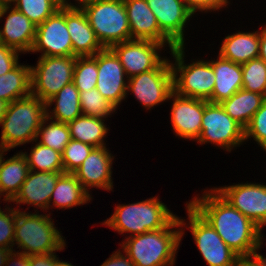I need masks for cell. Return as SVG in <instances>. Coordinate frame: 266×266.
Instances as JSON below:
<instances>
[{
  "label": "cell",
  "instance_id": "1",
  "mask_svg": "<svg viewBox=\"0 0 266 266\" xmlns=\"http://www.w3.org/2000/svg\"><path fill=\"white\" fill-rule=\"evenodd\" d=\"M189 204L219 234L228 247L240 256H252L259 249V227L234 208L214 188Z\"/></svg>",
  "mask_w": 266,
  "mask_h": 266
},
{
  "label": "cell",
  "instance_id": "14",
  "mask_svg": "<svg viewBox=\"0 0 266 266\" xmlns=\"http://www.w3.org/2000/svg\"><path fill=\"white\" fill-rule=\"evenodd\" d=\"M164 44L131 39L115 44L111 49L118 56L127 78L155 69L164 59L158 54Z\"/></svg>",
  "mask_w": 266,
  "mask_h": 266
},
{
  "label": "cell",
  "instance_id": "10",
  "mask_svg": "<svg viewBox=\"0 0 266 266\" xmlns=\"http://www.w3.org/2000/svg\"><path fill=\"white\" fill-rule=\"evenodd\" d=\"M190 228L199 252L209 266H233L239 257L222 240L211 224L187 203Z\"/></svg>",
  "mask_w": 266,
  "mask_h": 266
},
{
  "label": "cell",
  "instance_id": "24",
  "mask_svg": "<svg viewBox=\"0 0 266 266\" xmlns=\"http://www.w3.org/2000/svg\"><path fill=\"white\" fill-rule=\"evenodd\" d=\"M259 32H238L225 37L219 55L237 64L259 57Z\"/></svg>",
  "mask_w": 266,
  "mask_h": 266
},
{
  "label": "cell",
  "instance_id": "11",
  "mask_svg": "<svg viewBox=\"0 0 266 266\" xmlns=\"http://www.w3.org/2000/svg\"><path fill=\"white\" fill-rule=\"evenodd\" d=\"M127 90L147 109L168 100L173 92L171 63L164 59L155 69L128 78Z\"/></svg>",
  "mask_w": 266,
  "mask_h": 266
},
{
  "label": "cell",
  "instance_id": "53",
  "mask_svg": "<svg viewBox=\"0 0 266 266\" xmlns=\"http://www.w3.org/2000/svg\"><path fill=\"white\" fill-rule=\"evenodd\" d=\"M5 151L7 152L8 150L3 149L2 147H0V162L2 160V157H3Z\"/></svg>",
  "mask_w": 266,
  "mask_h": 266
},
{
  "label": "cell",
  "instance_id": "47",
  "mask_svg": "<svg viewBox=\"0 0 266 266\" xmlns=\"http://www.w3.org/2000/svg\"><path fill=\"white\" fill-rule=\"evenodd\" d=\"M79 1V7L80 9H82L84 6L94 3V2H98V1H102V0H76ZM60 4L61 7H65V8H71V9H79L78 6L76 5H72V3H68L67 0H60Z\"/></svg>",
  "mask_w": 266,
  "mask_h": 266
},
{
  "label": "cell",
  "instance_id": "34",
  "mask_svg": "<svg viewBox=\"0 0 266 266\" xmlns=\"http://www.w3.org/2000/svg\"><path fill=\"white\" fill-rule=\"evenodd\" d=\"M242 67V89L266 96V63L260 58H254Z\"/></svg>",
  "mask_w": 266,
  "mask_h": 266
},
{
  "label": "cell",
  "instance_id": "26",
  "mask_svg": "<svg viewBox=\"0 0 266 266\" xmlns=\"http://www.w3.org/2000/svg\"><path fill=\"white\" fill-rule=\"evenodd\" d=\"M265 100L264 95L240 89L220 104L225 112L245 129Z\"/></svg>",
  "mask_w": 266,
  "mask_h": 266
},
{
  "label": "cell",
  "instance_id": "2",
  "mask_svg": "<svg viewBox=\"0 0 266 266\" xmlns=\"http://www.w3.org/2000/svg\"><path fill=\"white\" fill-rule=\"evenodd\" d=\"M182 225L186 223L178 217L167 228L128 236L121 247L135 266H173L184 233L180 229L178 231L172 229L183 227Z\"/></svg>",
  "mask_w": 266,
  "mask_h": 266
},
{
  "label": "cell",
  "instance_id": "4",
  "mask_svg": "<svg viewBox=\"0 0 266 266\" xmlns=\"http://www.w3.org/2000/svg\"><path fill=\"white\" fill-rule=\"evenodd\" d=\"M178 217L172 214L157 197L141 202L118 205L112 216L104 223L118 233L130 236L169 227Z\"/></svg>",
  "mask_w": 266,
  "mask_h": 266
},
{
  "label": "cell",
  "instance_id": "29",
  "mask_svg": "<svg viewBox=\"0 0 266 266\" xmlns=\"http://www.w3.org/2000/svg\"><path fill=\"white\" fill-rule=\"evenodd\" d=\"M31 95V66L18 64L0 76V99L11 103Z\"/></svg>",
  "mask_w": 266,
  "mask_h": 266
},
{
  "label": "cell",
  "instance_id": "49",
  "mask_svg": "<svg viewBox=\"0 0 266 266\" xmlns=\"http://www.w3.org/2000/svg\"><path fill=\"white\" fill-rule=\"evenodd\" d=\"M8 104V102L0 99V123L7 111Z\"/></svg>",
  "mask_w": 266,
  "mask_h": 266
},
{
  "label": "cell",
  "instance_id": "44",
  "mask_svg": "<svg viewBox=\"0 0 266 266\" xmlns=\"http://www.w3.org/2000/svg\"><path fill=\"white\" fill-rule=\"evenodd\" d=\"M30 256L31 266H54V252Z\"/></svg>",
  "mask_w": 266,
  "mask_h": 266
},
{
  "label": "cell",
  "instance_id": "17",
  "mask_svg": "<svg viewBox=\"0 0 266 266\" xmlns=\"http://www.w3.org/2000/svg\"><path fill=\"white\" fill-rule=\"evenodd\" d=\"M160 30L176 45L184 46V27L193 15L183 0H146Z\"/></svg>",
  "mask_w": 266,
  "mask_h": 266
},
{
  "label": "cell",
  "instance_id": "6",
  "mask_svg": "<svg viewBox=\"0 0 266 266\" xmlns=\"http://www.w3.org/2000/svg\"><path fill=\"white\" fill-rule=\"evenodd\" d=\"M82 10L104 48L131 40L123 0H102L88 4Z\"/></svg>",
  "mask_w": 266,
  "mask_h": 266
},
{
  "label": "cell",
  "instance_id": "50",
  "mask_svg": "<svg viewBox=\"0 0 266 266\" xmlns=\"http://www.w3.org/2000/svg\"><path fill=\"white\" fill-rule=\"evenodd\" d=\"M10 9V4H5L2 0H0V20Z\"/></svg>",
  "mask_w": 266,
  "mask_h": 266
},
{
  "label": "cell",
  "instance_id": "51",
  "mask_svg": "<svg viewBox=\"0 0 266 266\" xmlns=\"http://www.w3.org/2000/svg\"><path fill=\"white\" fill-rule=\"evenodd\" d=\"M54 266H73V265L71 263H67L63 261L61 262L60 260H58L54 252Z\"/></svg>",
  "mask_w": 266,
  "mask_h": 266
},
{
  "label": "cell",
  "instance_id": "30",
  "mask_svg": "<svg viewBox=\"0 0 266 266\" xmlns=\"http://www.w3.org/2000/svg\"><path fill=\"white\" fill-rule=\"evenodd\" d=\"M104 119L80 115L73 121L68 122L71 139L90 144L93 147H102L104 137L108 129L104 124Z\"/></svg>",
  "mask_w": 266,
  "mask_h": 266
},
{
  "label": "cell",
  "instance_id": "23",
  "mask_svg": "<svg viewBox=\"0 0 266 266\" xmlns=\"http://www.w3.org/2000/svg\"><path fill=\"white\" fill-rule=\"evenodd\" d=\"M215 76V86L211 103H221L242 89V67L221 55L216 61H210Z\"/></svg>",
  "mask_w": 266,
  "mask_h": 266
},
{
  "label": "cell",
  "instance_id": "41",
  "mask_svg": "<svg viewBox=\"0 0 266 266\" xmlns=\"http://www.w3.org/2000/svg\"><path fill=\"white\" fill-rule=\"evenodd\" d=\"M186 8L194 14L196 11L218 10L228 5V0H183ZM198 9V10H197Z\"/></svg>",
  "mask_w": 266,
  "mask_h": 266
},
{
  "label": "cell",
  "instance_id": "46",
  "mask_svg": "<svg viewBox=\"0 0 266 266\" xmlns=\"http://www.w3.org/2000/svg\"><path fill=\"white\" fill-rule=\"evenodd\" d=\"M260 47L259 57L266 63V26L259 33Z\"/></svg>",
  "mask_w": 266,
  "mask_h": 266
},
{
  "label": "cell",
  "instance_id": "27",
  "mask_svg": "<svg viewBox=\"0 0 266 266\" xmlns=\"http://www.w3.org/2000/svg\"><path fill=\"white\" fill-rule=\"evenodd\" d=\"M53 199V200H52ZM91 200L80 181L72 173H63L57 180L50 203L57 208H72L76 205H84Z\"/></svg>",
  "mask_w": 266,
  "mask_h": 266
},
{
  "label": "cell",
  "instance_id": "35",
  "mask_svg": "<svg viewBox=\"0 0 266 266\" xmlns=\"http://www.w3.org/2000/svg\"><path fill=\"white\" fill-rule=\"evenodd\" d=\"M80 106L83 115L106 118L116 106L109 100L105 99L97 88L88 91H79Z\"/></svg>",
  "mask_w": 266,
  "mask_h": 266
},
{
  "label": "cell",
  "instance_id": "32",
  "mask_svg": "<svg viewBox=\"0 0 266 266\" xmlns=\"http://www.w3.org/2000/svg\"><path fill=\"white\" fill-rule=\"evenodd\" d=\"M47 121L49 120L46 116L37 133V140L41 135V141L38 143L63 153L64 148L71 140L68 124L53 120L49 122V125L45 126L44 124Z\"/></svg>",
  "mask_w": 266,
  "mask_h": 266
},
{
  "label": "cell",
  "instance_id": "9",
  "mask_svg": "<svg viewBox=\"0 0 266 266\" xmlns=\"http://www.w3.org/2000/svg\"><path fill=\"white\" fill-rule=\"evenodd\" d=\"M245 141V129L227 114L220 103L205 100L202 116L201 134L197 142L204 144L211 142L226 151L239 146Z\"/></svg>",
  "mask_w": 266,
  "mask_h": 266
},
{
  "label": "cell",
  "instance_id": "33",
  "mask_svg": "<svg viewBox=\"0 0 266 266\" xmlns=\"http://www.w3.org/2000/svg\"><path fill=\"white\" fill-rule=\"evenodd\" d=\"M14 8L23 13L36 26L61 8L60 0H13Z\"/></svg>",
  "mask_w": 266,
  "mask_h": 266
},
{
  "label": "cell",
  "instance_id": "12",
  "mask_svg": "<svg viewBox=\"0 0 266 266\" xmlns=\"http://www.w3.org/2000/svg\"><path fill=\"white\" fill-rule=\"evenodd\" d=\"M234 208L259 227V248L263 234L262 227L266 226V185L245 183L215 188Z\"/></svg>",
  "mask_w": 266,
  "mask_h": 266
},
{
  "label": "cell",
  "instance_id": "18",
  "mask_svg": "<svg viewBox=\"0 0 266 266\" xmlns=\"http://www.w3.org/2000/svg\"><path fill=\"white\" fill-rule=\"evenodd\" d=\"M127 12L131 39L151 40L170 47L176 45L160 30L157 19L146 0H123ZM166 43V44H165Z\"/></svg>",
  "mask_w": 266,
  "mask_h": 266
},
{
  "label": "cell",
  "instance_id": "43",
  "mask_svg": "<svg viewBox=\"0 0 266 266\" xmlns=\"http://www.w3.org/2000/svg\"><path fill=\"white\" fill-rule=\"evenodd\" d=\"M5 266H31V256L20 252L15 253L12 250L6 259Z\"/></svg>",
  "mask_w": 266,
  "mask_h": 266
},
{
  "label": "cell",
  "instance_id": "19",
  "mask_svg": "<svg viewBox=\"0 0 266 266\" xmlns=\"http://www.w3.org/2000/svg\"><path fill=\"white\" fill-rule=\"evenodd\" d=\"M106 146L94 147L81 166L73 173L82 187L89 192L88 187H98L112 190L111 179L113 156Z\"/></svg>",
  "mask_w": 266,
  "mask_h": 266
},
{
  "label": "cell",
  "instance_id": "38",
  "mask_svg": "<svg viewBox=\"0 0 266 266\" xmlns=\"http://www.w3.org/2000/svg\"><path fill=\"white\" fill-rule=\"evenodd\" d=\"M253 139L262 147L266 146V100L253 115L249 125L245 128V140Z\"/></svg>",
  "mask_w": 266,
  "mask_h": 266
},
{
  "label": "cell",
  "instance_id": "7",
  "mask_svg": "<svg viewBox=\"0 0 266 266\" xmlns=\"http://www.w3.org/2000/svg\"><path fill=\"white\" fill-rule=\"evenodd\" d=\"M171 53L175 59L174 65L171 63L173 91L180 96L211 102L215 76L210 62L201 60L186 65L184 63V46L174 47Z\"/></svg>",
  "mask_w": 266,
  "mask_h": 266
},
{
  "label": "cell",
  "instance_id": "40",
  "mask_svg": "<svg viewBox=\"0 0 266 266\" xmlns=\"http://www.w3.org/2000/svg\"><path fill=\"white\" fill-rule=\"evenodd\" d=\"M19 51L0 43V76L18 65Z\"/></svg>",
  "mask_w": 266,
  "mask_h": 266
},
{
  "label": "cell",
  "instance_id": "16",
  "mask_svg": "<svg viewBox=\"0 0 266 266\" xmlns=\"http://www.w3.org/2000/svg\"><path fill=\"white\" fill-rule=\"evenodd\" d=\"M171 98V124L174 132L181 138L197 140L201 134L205 100L180 96L174 91L168 100Z\"/></svg>",
  "mask_w": 266,
  "mask_h": 266
},
{
  "label": "cell",
  "instance_id": "48",
  "mask_svg": "<svg viewBox=\"0 0 266 266\" xmlns=\"http://www.w3.org/2000/svg\"><path fill=\"white\" fill-rule=\"evenodd\" d=\"M12 250L0 247V266H5L6 259Z\"/></svg>",
  "mask_w": 266,
  "mask_h": 266
},
{
  "label": "cell",
  "instance_id": "45",
  "mask_svg": "<svg viewBox=\"0 0 266 266\" xmlns=\"http://www.w3.org/2000/svg\"><path fill=\"white\" fill-rule=\"evenodd\" d=\"M233 266H261L260 260L255 256H240L238 257Z\"/></svg>",
  "mask_w": 266,
  "mask_h": 266
},
{
  "label": "cell",
  "instance_id": "37",
  "mask_svg": "<svg viewBox=\"0 0 266 266\" xmlns=\"http://www.w3.org/2000/svg\"><path fill=\"white\" fill-rule=\"evenodd\" d=\"M94 147L71 139L62 153L64 173H74L84 162Z\"/></svg>",
  "mask_w": 266,
  "mask_h": 266
},
{
  "label": "cell",
  "instance_id": "21",
  "mask_svg": "<svg viewBox=\"0 0 266 266\" xmlns=\"http://www.w3.org/2000/svg\"><path fill=\"white\" fill-rule=\"evenodd\" d=\"M66 25L72 41L73 56H94L104 49L82 9L66 8Z\"/></svg>",
  "mask_w": 266,
  "mask_h": 266
},
{
  "label": "cell",
  "instance_id": "22",
  "mask_svg": "<svg viewBox=\"0 0 266 266\" xmlns=\"http://www.w3.org/2000/svg\"><path fill=\"white\" fill-rule=\"evenodd\" d=\"M10 12L4 23V28L0 29V43L5 44L17 51L30 52L32 50L35 37L36 25L33 24L23 13L10 4Z\"/></svg>",
  "mask_w": 266,
  "mask_h": 266
},
{
  "label": "cell",
  "instance_id": "54",
  "mask_svg": "<svg viewBox=\"0 0 266 266\" xmlns=\"http://www.w3.org/2000/svg\"><path fill=\"white\" fill-rule=\"evenodd\" d=\"M5 4H11L13 0H2Z\"/></svg>",
  "mask_w": 266,
  "mask_h": 266
},
{
  "label": "cell",
  "instance_id": "42",
  "mask_svg": "<svg viewBox=\"0 0 266 266\" xmlns=\"http://www.w3.org/2000/svg\"><path fill=\"white\" fill-rule=\"evenodd\" d=\"M125 255H122L120 250L116 251L101 266H135L126 252Z\"/></svg>",
  "mask_w": 266,
  "mask_h": 266
},
{
  "label": "cell",
  "instance_id": "20",
  "mask_svg": "<svg viewBox=\"0 0 266 266\" xmlns=\"http://www.w3.org/2000/svg\"><path fill=\"white\" fill-rule=\"evenodd\" d=\"M34 172V173H33ZM61 172H38L29 170L17 195L11 200L16 204H30L47 210L50 197Z\"/></svg>",
  "mask_w": 266,
  "mask_h": 266
},
{
  "label": "cell",
  "instance_id": "8",
  "mask_svg": "<svg viewBox=\"0 0 266 266\" xmlns=\"http://www.w3.org/2000/svg\"><path fill=\"white\" fill-rule=\"evenodd\" d=\"M76 56H43L31 66V95L48 101L73 81Z\"/></svg>",
  "mask_w": 266,
  "mask_h": 266
},
{
  "label": "cell",
  "instance_id": "39",
  "mask_svg": "<svg viewBox=\"0 0 266 266\" xmlns=\"http://www.w3.org/2000/svg\"><path fill=\"white\" fill-rule=\"evenodd\" d=\"M7 213L0 209V247L12 250L14 243V230L16 222V210L7 207ZM11 244V245H10Z\"/></svg>",
  "mask_w": 266,
  "mask_h": 266
},
{
  "label": "cell",
  "instance_id": "13",
  "mask_svg": "<svg viewBox=\"0 0 266 266\" xmlns=\"http://www.w3.org/2000/svg\"><path fill=\"white\" fill-rule=\"evenodd\" d=\"M43 51V56H73V46L66 25V8H59L36 27V37L30 52Z\"/></svg>",
  "mask_w": 266,
  "mask_h": 266
},
{
  "label": "cell",
  "instance_id": "36",
  "mask_svg": "<svg viewBox=\"0 0 266 266\" xmlns=\"http://www.w3.org/2000/svg\"><path fill=\"white\" fill-rule=\"evenodd\" d=\"M97 78V53L94 56L77 57L73 82L78 91H88L96 88Z\"/></svg>",
  "mask_w": 266,
  "mask_h": 266
},
{
  "label": "cell",
  "instance_id": "52",
  "mask_svg": "<svg viewBox=\"0 0 266 266\" xmlns=\"http://www.w3.org/2000/svg\"><path fill=\"white\" fill-rule=\"evenodd\" d=\"M254 255L260 260L261 266H266V258L263 257V255H260L257 252Z\"/></svg>",
  "mask_w": 266,
  "mask_h": 266
},
{
  "label": "cell",
  "instance_id": "31",
  "mask_svg": "<svg viewBox=\"0 0 266 266\" xmlns=\"http://www.w3.org/2000/svg\"><path fill=\"white\" fill-rule=\"evenodd\" d=\"M27 159L29 170L38 172L64 173L62 153L46 147L40 143L35 144L29 155L23 153Z\"/></svg>",
  "mask_w": 266,
  "mask_h": 266
},
{
  "label": "cell",
  "instance_id": "28",
  "mask_svg": "<svg viewBox=\"0 0 266 266\" xmlns=\"http://www.w3.org/2000/svg\"><path fill=\"white\" fill-rule=\"evenodd\" d=\"M54 102L56 105L51 115H49V110L46 109V116L49 120L55 118V121L68 123L82 115L79 91L73 81L66 84L57 94L46 101V108H49Z\"/></svg>",
  "mask_w": 266,
  "mask_h": 266
},
{
  "label": "cell",
  "instance_id": "5",
  "mask_svg": "<svg viewBox=\"0 0 266 266\" xmlns=\"http://www.w3.org/2000/svg\"><path fill=\"white\" fill-rule=\"evenodd\" d=\"M50 215L28 214L16 209L14 242L28 256L63 250L65 241ZM26 250V251H25Z\"/></svg>",
  "mask_w": 266,
  "mask_h": 266
},
{
  "label": "cell",
  "instance_id": "3",
  "mask_svg": "<svg viewBox=\"0 0 266 266\" xmlns=\"http://www.w3.org/2000/svg\"><path fill=\"white\" fill-rule=\"evenodd\" d=\"M46 109L45 102L32 95L9 103L0 123V147L9 150L27 142H36Z\"/></svg>",
  "mask_w": 266,
  "mask_h": 266
},
{
  "label": "cell",
  "instance_id": "25",
  "mask_svg": "<svg viewBox=\"0 0 266 266\" xmlns=\"http://www.w3.org/2000/svg\"><path fill=\"white\" fill-rule=\"evenodd\" d=\"M28 172L29 167L23 152L17 153L5 161L2 157L0 162V195L4 196L5 192L4 201L9 202L17 195Z\"/></svg>",
  "mask_w": 266,
  "mask_h": 266
},
{
  "label": "cell",
  "instance_id": "15",
  "mask_svg": "<svg viewBox=\"0 0 266 266\" xmlns=\"http://www.w3.org/2000/svg\"><path fill=\"white\" fill-rule=\"evenodd\" d=\"M97 69V90L117 107L124 100L128 91L124 78L126 72L111 48H104L97 53Z\"/></svg>",
  "mask_w": 266,
  "mask_h": 266
}]
</instances>
